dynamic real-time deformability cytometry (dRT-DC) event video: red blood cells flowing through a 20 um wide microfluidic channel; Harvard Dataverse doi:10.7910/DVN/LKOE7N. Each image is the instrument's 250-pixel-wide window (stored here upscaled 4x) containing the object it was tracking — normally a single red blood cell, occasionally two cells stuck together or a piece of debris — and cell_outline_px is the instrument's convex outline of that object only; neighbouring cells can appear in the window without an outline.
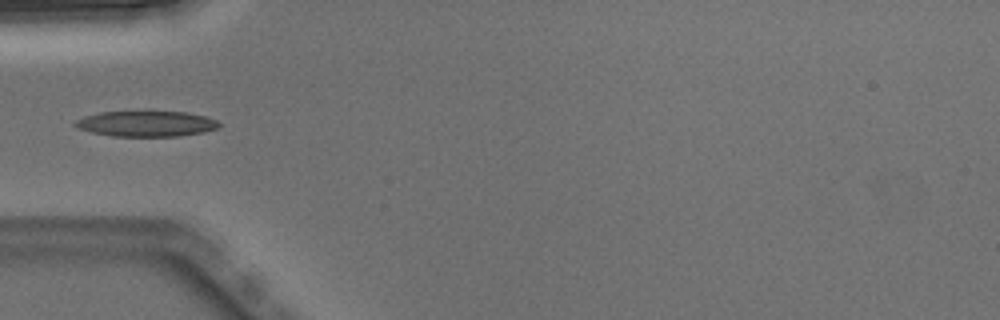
{"species": "Egyptian fruit bat (a non-hibernating species)", "species_latin": "Rousettus aegyptiacus", "temperature_condition": "warm", "stored_images_in_passage": 5, "camera_frame_rate_fps": 3000, "um_per_image_px": 0.085, "animal": {"sex": "male"}, "frame": {"image": 1, "passage_image": 5, "time_ms": 1.333, "image_size_px": [1000, 320], "cell_outline_px": [[220, 128], [204, 132], [180, 136], [112, 136], [92, 132], [80, 128], [72, 124], [76, 120], [84, 116], [100, 112], [184, 112], [204, 116], [216, 120], [220, 124]], "centroid_in_image_um": [12.45, 10.52], "position_along_channel_um": 72.6, "area_um2": 21.27}}